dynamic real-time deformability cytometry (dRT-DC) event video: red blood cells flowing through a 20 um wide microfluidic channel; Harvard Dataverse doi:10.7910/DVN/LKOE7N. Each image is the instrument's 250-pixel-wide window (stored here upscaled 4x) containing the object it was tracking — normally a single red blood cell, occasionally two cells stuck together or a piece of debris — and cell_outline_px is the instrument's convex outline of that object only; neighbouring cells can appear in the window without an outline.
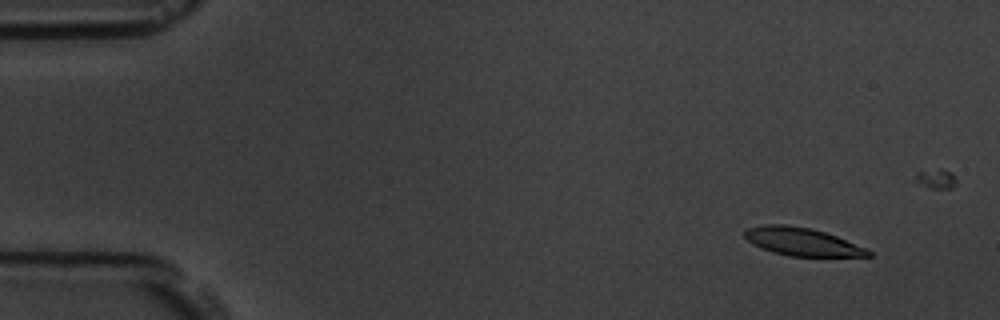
{"species": "common noctule bat (a hibernating species)", "species_latin": "Nyctalus noctula", "temperature_condition": "room temperature", "stored_images_in_passage": 5, "camera_frame_rate_fps": 3000, "um_per_image_px": 0.085, "animal": {"sex": "male", "body_mass_g": 19.5, "forearm_length_mm": 54.6}, "frame": {"image": 1, "passage_image": 1, "time_ms": 0.0, "image_size_px": [1000, 320], "cell_outline_px": [[872, 256], [788, 256], [772, 252], [760, 248], [752, 244], [744, 236], [744, 232], [748, 228], [764, 224], [784, 224], [808, 228], [824, 232], [836, 236], [868, 248], [872, 252]], "centroid_in_image_um": [68.17, 20.55], "position_along_channel_um": 16.8, "area_um2": 20.11}}
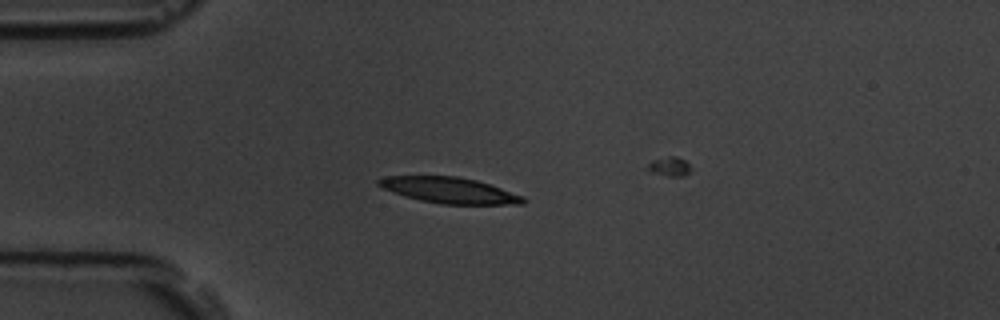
{"frame": {"image": 2, "passage_image": 4, "time_ms": 3.333, "image_size_px": [1000, 320], "cell_outline_px": [[528, 200], [524, 204], [440, 204], [420, 200], [404, 196], [392, 192], [376, 184], [376, 180], [384, 176], [456, 176], [476, 180], [524, 196]], "centroid_in_image_um": [38.19, 16.17], "position_along_channel_um": 46.8, "area_um2": 21.79}}